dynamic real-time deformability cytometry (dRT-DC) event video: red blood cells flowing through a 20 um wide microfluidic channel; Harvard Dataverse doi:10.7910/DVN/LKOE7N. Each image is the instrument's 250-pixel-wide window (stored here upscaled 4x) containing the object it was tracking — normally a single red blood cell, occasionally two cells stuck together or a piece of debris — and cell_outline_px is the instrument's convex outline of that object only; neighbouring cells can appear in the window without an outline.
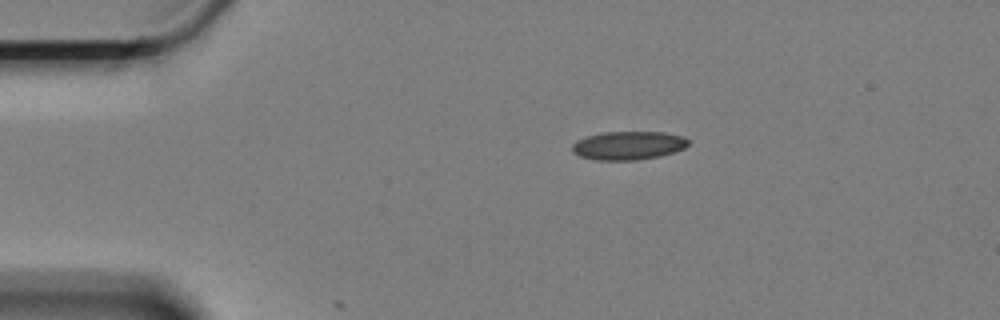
{"species": "Egyptian fruit bat (a non-hibernating species)", "species_latin": "Rousettus aegyptiacus", "temperature_condition": "cold", "stored_images_in_passage": 8, "camera_frame_rate_fps": 3000, "um_per_image_px": 0.085, "animal": {"sex": "female"}, "frame": {"image": 1, "passage_image": 1, "time_ms": 0.0, "image_size_px": [1000, 320], "cell_outline_px": [[688, 144], [684, 148], [676, 152], [660, 156], [636, 160], [596, 160], [580, 156], [572, 152], [572, 144], [576, 140], [588, 136], [604, 132], [660, 132], [680, 136], [688, 140]], "centroid_in_image_um": [53.38, 12.37], "position_along_channel_um": 31.6, "area_um2": 19.19}}